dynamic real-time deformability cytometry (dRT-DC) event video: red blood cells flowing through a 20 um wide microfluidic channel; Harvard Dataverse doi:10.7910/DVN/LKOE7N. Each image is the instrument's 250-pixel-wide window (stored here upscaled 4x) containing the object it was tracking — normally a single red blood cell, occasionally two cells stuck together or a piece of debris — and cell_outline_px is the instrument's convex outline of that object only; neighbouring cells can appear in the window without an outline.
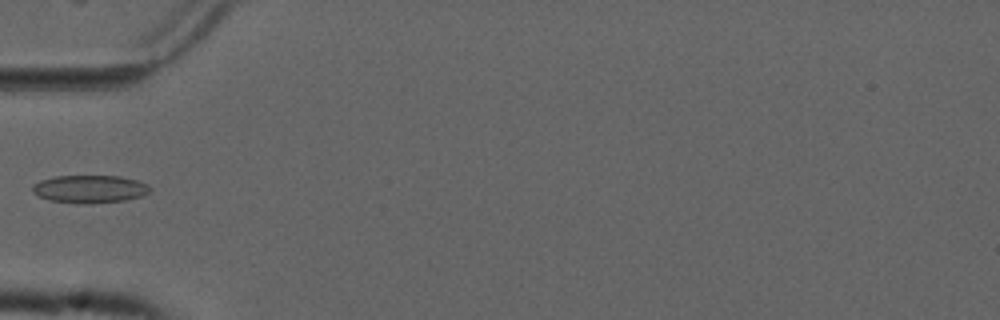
{"species": "common noctule bat (a hibernating species)", "species_latin": "Nyctalus noctula", "temperature_condition": "cold", "stored_images_in_passage": 35, "camera_frame_rate_fps": 3000, "um_per_image_px": 0.085, "animal": {"sex": "male", "forearm_length_mm": 52.5}, "frame": {"image": 1, "passage_image": 1, "time_ms": 0.0, "image_size_px": [1000, 320], "cell_outline_px": [[152, 188], [148, 192], [140, 196], [124, 200], [92, 204], [80, 204], [48, 200], [32, 192], [32, 184], [40, 180], [56, 176], [120, 176], [136, 180], [148, 184]], "centroid_in_image_um": [7.6, 16.07], "position_along_channel_um": 77.4, "area_um2": 19.13}}
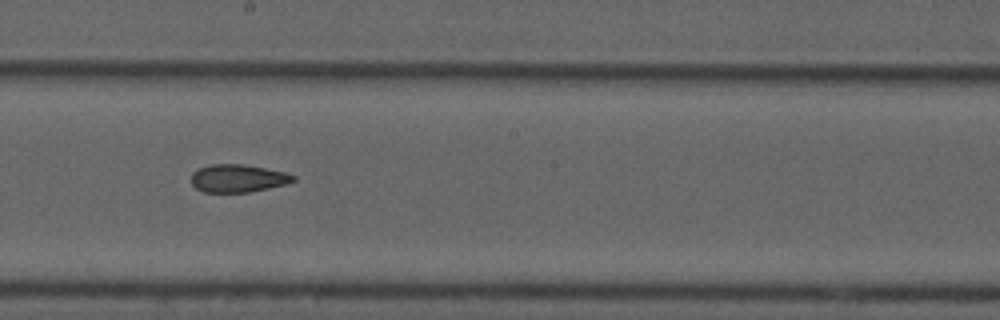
{"frame": {"image": 2, "passage_image": 13, "time_ms": 4.0, "image_size_px": [1000, 320], "cell_outline_px": [[296, 180], [288, 184], [248, 192], [204, 192], [196, 188], [192, 184], [192, 172], [200, 168], [212, 164], [244, 164], [284, 172], [296, 176]], "centroid_in_image_um": [20.24, 15.16], "position_along_channel_um": 228.0, "area_um2": 16.47}}
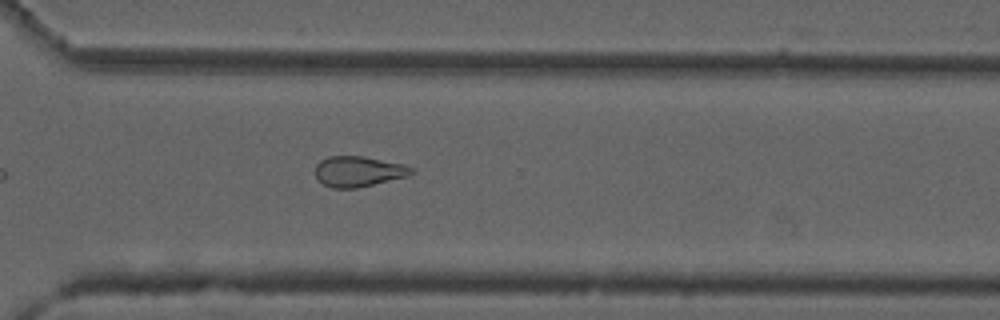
{"frame": {"image": 3, "passage_image": 22, "time_ms": 7.0, "image_size_px": [1000, 320], "cell_outline_px": [[416, 172], [408, 176], [356, 188], [332, 188], [324, 184], [316, 176], [316, 164], [320, 160], [328, 156], [364, 156], [404, 164], [412, 168]], "centroid_in_image_um": [30.48, 14.56], "position_along_channel_um": 340.1, "area_um2": 17.05}}